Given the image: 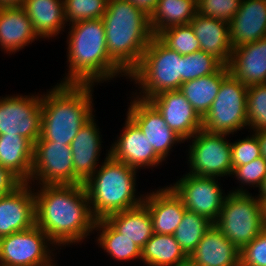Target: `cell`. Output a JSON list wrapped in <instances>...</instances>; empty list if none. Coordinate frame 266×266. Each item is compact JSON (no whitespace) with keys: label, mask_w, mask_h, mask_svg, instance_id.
Wrapping results in <instances>:
<instances>
[{"label":"cell","mask_w":266,"mask_h":266,"mask_svg":"<svg viewBox=\"0 0 266 266\" xmlns=\"http://www.w3.org/2000/svg\"><path fill=\"white\" fill-rule=\"evenodd\" d=\"M36 226L58 247L82 243L94 233V218L83 184L37 185ZM82 241V242H81Z\"/></svg>","instance_id":"6da1fadb"},{"label":"cell","mask_w":266,"mask_h":266,"mask_svg":"<svg viewBox=\"0 0 266 266\" xmlns=\"http://www.w3.org/2000/svg\"><path fill=\"white\" fill-rule=\"evenodd\" d=\"M67 69L60 83L95 84L128 75L109 57L102 18L70 24Z\"/></svg>","instance_id":"7a4b0ae2"},{"label":"cell","mask_w":266,"mask_h":266,"mask_svg":"<svg viewBox=\"0 0 266 266\" xmlns=\"http://www.w3.org/2000/svg\"><path fill=\"white\" fill-rule=\"evenodd\" d=\"M97 84L57 83L41 100V134L37 141L70 145L93 116V87Z\"/></svg>","instance_id":"3957f363"},{"label":"cell","mask_w":266,"mask_h":266,"mask_svg":"<svg viewBox=\"0 0 266 266\" xmlns=\"http://www.w3.org/2000/svg\"><path fill=\"white\" fill-rule=\"evenodd\" d=\"M102 20L109 57L129 75L153 37L149 15L128 0H108Z\"/></svg>","instance_id":"277c9868"},{"label":"cell","mask_w":266,"mask_h":266,"mask_svg":"<svg viewBox=\"0 0 266 266\" xmlns=\"http://www.w3.org/2000/svg\"><path fill=\"white\" fill-rule=\"evenodd\" d=\"M105 155L99 170L83 184L96 220L138 207L144 203L146 196L136 194L138 170L112 158L109 150Z\"/></svg>","instance_id":"5b68a950"},{"label":"cell","mask_w":266,"mask_h":266,"mask_svg":"<svg viewBox=\"0 0 266 266\" xmlns=\"http://www.w3.org/2000/svg\"><path fill=\"white\" fill-rule=\"evenodd\" d=\"M128 77L138 85L139 92L135 90L134 96L141 100L164 91L179 90L183 83V55L153 36L139 65Z\"/></svg>","instance_id":"8992f818"},{"label":"cell","mask_w":266,"mask_h":266,"mask_svg":"<svg viewBox=\"0 0 266 266\" xmlns=\"http://www.w3.org/2000/svg\"><path fill=\"white\" fill-rule=\"evenodd\" d=\"M243 185L229 191L214 225L237 248L251 242L264 230L261 201Z\"/></svg>","instance_id":"52a82bcc"},{"label":"cell","mask_w":266,"mask_h":266,"mask_svg":"<svg viewBox=\"0 0 266 266\" xmlns=\"http://www.w3.org/2000/svg\"><path fill=\"white\" fill-rule=\"evenodd\" d=\"M248 87L229 74L221 83L209 111L202 118V128L213 133L234 134L247 129Z\"/></svg>","instance_id":"ba28073f"},{"label":"cell","mask_w":266,"mask_h":266,"mask_svg":"<svg viewBox=\"0 0 266 266\" xmlns=\"http://www.w3.org/2000/svg\"><path fill=\"white\" fill-rule=\"evenodd\" d=\"M228 134L213 133L201 128L188 139V165L190 175L224 177L232 174L231 141Z\"/></svg>","instance_id":"9c48e42d"},{"label":"cell","mask_w":266,"mask_h":266,"mask_svg":"<svg viewBox=\"0 0 266 266\" xmlns=\"http://www.w3.org/2000/svg\"><path fill=\"white\" fill-rule=\"evenodd\" d=\"M55 247L47 234L34 225L0 238V266H52Z\"/></svg>","instance_id":"30bf717a"},{"label":"cell","mask_w":266,"mask_h":266,"mask_svg":"<svg viewBox=\"0 0 266 266\" xmlns=\"http://www.w3.org/2000/svg\"><path fill=\"white\" fill-rule=\"evenodd\" d=\"M41 100L39 93L0 97V135H20L34 145L41 134Z\"/></svg>","instance_id":"8fae6325"},{"label":"cell","mask_w":266,"mask_h":266,"mask_svg":"<svg viewBox=\"0 0 266 266\" xmlns=\"http://www.w3.org/2000/svg\"><path fill=\"white\" fill-rule=\"evenodd\" d=\"M73 155L70 145L36 141L33 150L31 185L74 184ZM32 182H34L32 184Z\"/></svg>","instance_id":"7c38bea8"},{"label":"cell","mask_w":266,"mask_h":266,"mask_svg":"<svg viewBox=\"0 0 266 266\" xmlns=\"http://www.w3.org/2000/svg\"><path fill=\"white\" fill-rule=\"evenodd\" d=\"M218 179L220 180L216 177L190 175L186 172L176 183L170 184V187L181 198L187 210L215 223L227 196Z\"/></svg>","instance_id":"4fadbf2b"},{"label":"cell","mask_w":266,"mask_h":266,"mask_svg":"<svg viewBox=\"0 0 266 266\" xmlns=\"http://www.w3.org/2000/svg\"><path fill=\"white\" fill-rule=\"evenodd\" d=\"M126 115L140 128L154 151L164 160L170 155L173 145L184 143L166 124L162 115L148 101L131 96Z\"/></svg>","instance_id":"5bb4252c"},{"label":"cell","mask_w":266,"mask_h":266,"mask_svg":"<svg viewBox=\"0 0 266 266\" xmlns=\"http://www.w3.org/2000/svg\"><path fill=\"white\" fill-rule=\"evenodd\" d=\"M109 155L134 169L154 168L164 161L140 128L126 115L122 133L112 143Z\"/></svg>","instance_id":"9a60e30c"},{"label":"cell","mask_w":266,"mask_h":266,"mask_svg":"<svg viewBox=\"0 0 266 266\" xmlns=\"http://www.w3.org/2000/svg\"><path fill=\"white\" fill-rule=\"evenodd\" d=\"M166 124L184 141L202 128V118L180 90L164 91L148 99Z\"/></svg>","instance_id":"2e32d148"},{"label":"cell","mask_w":266,"mask_h":266,"mask_svg":"<svg viewBox=\"0 0 266 266\" xmlns=\"http://www.w3.org/2000/svg\"><path fill=\"white\" fill-rule=\"evenodd\" d=\"M30 185L23 182L13 192L0 197V238L36 225L35 190Z\"/></svg>","instance_id":"e0dca14e"},{"label":"cell","mask_w":266,"mask_h":266,"mask_svg":"<svg viewBox=\"0 0 266 266\" xmlns=\"http://www.w3.org/2000/svg\"><path fill=\"white\" fill-rule=\"evenodd\" d=\"M95 115L78 131L70 144L73 155L74 184H84L98 169L102 148Z\"/></svg>","instance_id":"ac0fdd59"},{"label":"cell","mask_w":266,"mask_h":266,"mask_svg":"<svg viewBox=\"0 0 266 266\" xmlns=\"http://www.w3.org/2000/svg\"><path fill=\"white\" fill-rule=\"evenodd\" d=\"M232 49L266 37V0H242L229 22Z\"/></svg>","instance_id":"d6986e66"},{"label":"cell","mask_w":266,"mask_h":266,"mask_svg":"<svg viewBox=\"0 0 266 266\" xmlns=\"http://www.w3.org/2000/svg\"><path fill=\"white\" fill-rule=\"evenodd\" d=\"M229 73L244 85L266 83V37L233 48Z\"/></svg>","instance_id":"ffe728a7"},{"label":"cell","mask_w":266,"mask_h":266,"mask_svg":"<svg viewBox=\"0 0 266 266\" xmlns=\"http://www.w3.org/2000/svg\"><path fill=\"white\" fill-rule=\"evenodd\" d=\"M149 210L153 233L173 235L187 210L181 198L169 186L146 194L144 203Z\"/></svg>","instance_id":"44dd1931"},{"label":"cell","mask_w":266,"mask_h":266,"mask_svg":"<svg viewBox=\"0 0 266 266\" xmlns=\"http://www.w3.org/2000/svg\"><path fill=\"white\" fill-rule=\"evenodd\" d=\"M37 39L33 23L22 7L0 8L1 51L15 54Z\"/></svg>","instance_id":"7402d4cb"},{"label":"cell","mask_w":266,"mask_h":266,"mask_svg":"<svg viewBox=\"0 0 266 266\" xmlns=\"http://www.w3.org/2000/svg\"><path fill=\"white\" fill-rule=\"evenodd\" d=\"M240 249L213 224L189 256L198 266H240Z\"/></svg>","instance_id":"603a6c76"},{"label":"cell","mask_w":266,"mask_h":266,"mask_svg":"<svg viewBox=\"0 0 266 266\" xmlns=\"http://www.w3.org/2000/svg\"><path fill=\"white\" fill-rule=\"evenodd\" d=\"M189 24L200 43V50L213 55L227 66L233 50L229 23L197 13Z\"/></svg>","instance_id":"cb8c5ba5"},{"label":"cell","mask_w":266,"mask_h":266,"mask_svg":"<svg viewBox=\"0 0 266 266\" xmlns=\"http://www.w3.org/2000/svg\"><path fill=\"white\" fill-rule=\"evenodd\" d=\"M22 8L27 12L39 38L56 37L68 25L63 0H24Z\"/></svg>","instance_id":"d4e9b609"},{"label":"cell","mask_w":266,"mask_h":266,"mask_svg":"<svg viewBox=\"0 0 266 266\" xmlns=\"http://www.w3.org/2000/svg\"><path fill=\"white\" fill-rule=\"evenodd\" d=\"M34 145L20 135H0V165L22 182L31 178Z\"/></svg>","instance_id":"484cf974"},{"label":"cell","mask_w":266,"mask_h":266,"mask_svg":"<svg viewBox=\"0 0 266 266\" xmlns=\"http://www.w3.org/2000/svg\"><path fill=\"white\" fill-rule=\"evenodd\" d=\"M106 220L118 232L134 241L141 249L153 235L152 219L144 204L111 214Z\"/></svg>","instance_id":"4316f807"},{"label":"cell","mask_w":266,"mask_h":266,"mask_svg":"<svg viewBox=\"0 0 266 266\" xmlns=\"http://www.w3.org/2000/svg\"><path fill=\"white\" fill-rule=\"evenodd\" d=\"M229 74L228 66L224 65L214 74L182 83L179 90L198 115L203 118L216 98L222 81Z\"/></svg>","instance_id":"83f0119b"},{"label":"cell","mask_w":266,"mask_h":266,"mask_svg":"<svg viewBox=\"0 0 266 266\" xmlns=\"http://www.w3.org/2000/svg\"><path fill=\"white\" fill-rule=\"evenodd\" d=\"M197 0H158L149 15V26L153 36L166 28L189 24L197 14Z\"/></svg>","instance_id":"f1b7e54d"},{"label":"cell","mask_w":266,"mask_h":266,"mask_svg":"<svg viewBox=\"0 0 266 266\" xmlns=\"http://www.w3.org/2000/svg\"><path fill=\"white\" fill-rule=\"evenodd\" d=\"M94 231H99L97 232L99 237H96L97 245L112 259L120 262L137 259L141 262L142 249L118 232L106 219L96 220Z\"/></svg>","instance_id":"f546056e"},{"label":"cell","mask_w":266,"mask_h":266,"mask_svg":"<svg viewBox=\"0 0 266 266\" xmlns=\"http://www.w3.org/2000/svg\"><path fill=\"white\" fill-rule=\"evenodd\" d=\"M187 258L173 235L153 233L142 249L141 261L147 266H176Z\"/></svg>","instance_id":"4dcf8cb0"},{"label":"cell","mask_w":266,"mask_h":266,"mask_svg":"<svg viewBox=\"0 0 266 266\" xmlns=\"http://www.w3.org/2000/svg\"><path fill=\"white\" fill-rule=\"evenodd\" d=\"M213 224L208 218L186 210L173 236L189 257L196 249L205 232Z\"/></svg>","instance_id":"1f68e13d"},{"label":"cell","mask_w":266,"mask_h":266,"mask_svg":"<svg viewBox=\"0 0 266 266\" xmlns=\"http://www.w3.org/2000/svg\"><path fill=\"white\" fill-rule=\"evenodd\" d=\"M157 37L166 46L181 55L191 54L200 50V43L190 24L166 28Z\"/></svg>","instance_id":"d6a6232c"},{"label":"cell","mask_w":266,"mask_h":266,"mask_svg":"<svg viewBox=\"0 0 266 266\" xmlns=\"http://www.w3.org/2000/svg\"><path fill=\"white\" fill-rule=\"evenodd\" d=\"M224 64L202 50L183 55V83L218 72Z\"/></svg>","instance_id":"836d02e7"},{"label":"cell","mask_w":266,"mask_h":266,"mask_svg":"<svg viewBox=\"0 0 266 266\" xmlns=\"http://www.w3.org/2000/svg\"><path fill=\"white\" fill-rule=\"evenodd\" d=\"M247 121L253 132L266 130V83L248 86Z\"/></svg>","instance_id":"e575fe53"},{"label":"cell","mask_w":266,"mask_h":266,"mask_svg":"<svg viewBox=\"0 0 266 266\" xmlns=\"http://www.w3.org/2000/svg\"><path fill=\"white\" fill-rule=\"evenodd\" d=\"M108 0H63L66 23L73 24L82 20L103 17Z\"/></svg>","instance_id":"d590c367"},{"label":"cell","mask_w":266,"mask_h":266,"mask_svg":"<svg viewBox=\"0 0 266 266\" xmlns=\"http://www.w3.org/2000/svg\"><path fill=\"white\" fill-rule=\"evenodd\" d=\"M242 0H197V13L229 23Z\"/></svg>","instance_id":"8d00e7d4"},{"label":"cell","mask_w":266,"mask_h":266,"mask_svg":"<svg viewBox=\"0 0 266 266\" xmlns=\"http://www.w3.org/2000/svg\"><path fill=\"white\" fill-rule=\"evenodd\" d=\"M253 134L238 141L231 142L232 171L235 167L243 166L261 157L260 144L257 135Z\"/></svg>","instance_id":"74e56055"},{"label":"cell","mask_w":266,"mask_h":266,"mask_svg":"<svg viewBox=\"0 0 266 266\" xmlns=\"http://www.w3.org/2000/svg\"><path fill=\"white\" fill-rule=\"evenodd\" d=\"M231 175L239 183L259 189L266 176V160L261 156L246 165L235 167Z\"/></svg>","instance_id":"f35d334b"},{"label":"cell","mask_w":266,"mask_h":266,"mask_svg":"<svg viewBox=\"0 0 266 266\" xmlns=\"http://www.w3.org/2000/svg\"><path fill=\"white\" fill-rule=\"evenodd\" d=\"M240 266H266V230L240 249Z\"/></svg>","instance_id":"ab89813d"},{"label":"cell","mask_w":266,"mask_h":266,"mask_svg":"<svg viewBox=\"0 0 266 266\" xmlns=\"http://www.w3.org/2000/svg\"><path fill=\"white\" fill-rule=\"evenodd\" d=\"M22 183L9 169L0 165V187H19Z\"/></svg>","instance_id":"60d3db41"},{"label":"cell","mask_w":266,"mask_h":266,"mask_svg":"<svg viewBox=\"0 0 266 266\" xmlns=\"http://www.w3.org/2000/svg\"><path fill=\"white\" fill-rule=\"evenodd\" d=\"M132 2L135 6L142 9L146 14L150 15L156 5L158 0H128Z\"/></svg>","instance_id":"b9f144b4"},{"label":"cell","mask_w":266,"mask_h":266,"mask_svg":"<svg viewBox=\"0 0 266 266\" xmlns=\"http://www.w3.org/2000/svg\"><path fill=\"white\" fill-rule=\"evenodd\" d=\"M260 144L261 156L266 160V130L254 132Z\"/></svg>","instance_id":"7bdbcfd3"},{"label":"cell","mask_w":266,"mask_h":266,"mask_svg":"<svg viewBox=\"0 0 266 266\" xmlns=\"http://www.w3.org/2000/svg\"><path fill=\"white\" fill-rule=\"evenodd\" d=\"M24 0H0V8L2 7H22Z\"/></svg>","instance_id":"ee69618b"},{"label":"cell","mask_w":266,"mask_h":266,"mask_svg":"<svg viewBox=\"0 0 266 266\" xmlns=\"http://www.w3.org/2000/svg\"><path fill=\"white\" fill-rule=\"evenodd\" d=\"M259 190V194L257 195L258 199H266V176L260 186Z\"/></svg>","instance_id":"f6af8a7d"},{"label":"cell","mask_w":266,"mask_h":266,"mask_svg":"<svg viewBox=\"0 0 266 266\" xmlns=\"http://www.w3.org/2000/svg\"><path fill=\"white\" fill-rule=\"evenodd\" d=\"M261 201V213H262V223L264 229L266 230V199H259Z\"/></svg>","instance_id":"bcb514c9"},{"label":"cell","mask_w":266,"mask_h":266,"mask_svg":"<svg viewBox=\"0 0 266 266\" xmlns=\"http://www.w3.org/2000/svg\"><path fill=\"white\" fill-rule=\"evenodd\" d=\"M176 266H198L190 257L181 261Z\"/></svg>","instance_id":"7dc6e473"},{"label":"cell","mask_w":266,"mask_h":266,"mask_svg":"<svg viewBox=\"0 0 266 266\" xmlns=\"http://www.w3.org/2000/svg\"><path fill=\"white\" fill-rule=\"evenodd\" d=\"M17 187H0V197L13 192Z\"/></svg>","instance_id":"c3c4849f"}]
</instances>
